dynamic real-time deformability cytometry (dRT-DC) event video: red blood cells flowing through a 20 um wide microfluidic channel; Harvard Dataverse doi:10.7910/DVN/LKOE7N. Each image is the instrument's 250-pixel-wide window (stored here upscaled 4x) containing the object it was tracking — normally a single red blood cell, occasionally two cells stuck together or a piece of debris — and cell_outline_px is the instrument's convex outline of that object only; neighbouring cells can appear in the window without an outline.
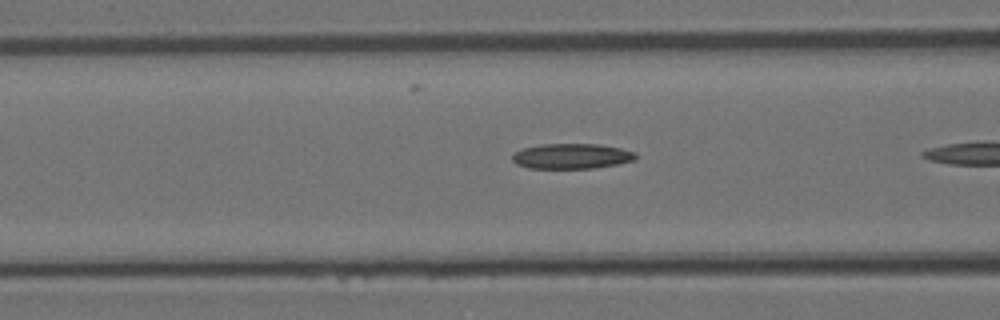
{"species": "Egyptian fruit bat (a non-hibernating species)", "species_latin": "Rousettus aegyptiacus", "temperature_condition": "room temperature", "stored_images_in_passage": 6, "camera_frame_rate_fps": 3000, "um_per_image_px": 0.085, "animal": {"sex": "female"}, "frame": {"image": 1, "passage_image": 5, "time_ms": 1.333, "image_size_px": [1000, 320], "cell_outline_px": [[636, 160], [620, 164], [596, 168], [528, 168], [516, 164], [512, 160], [512, 156], [516, 152], [524, 148], [540, 144], [600, 144], [620, 148], [636, 152]], "centroid_in_image_um": [48.63, 13.28], "position_along_channel_um": 118.0, "area_um2": 18.26}}